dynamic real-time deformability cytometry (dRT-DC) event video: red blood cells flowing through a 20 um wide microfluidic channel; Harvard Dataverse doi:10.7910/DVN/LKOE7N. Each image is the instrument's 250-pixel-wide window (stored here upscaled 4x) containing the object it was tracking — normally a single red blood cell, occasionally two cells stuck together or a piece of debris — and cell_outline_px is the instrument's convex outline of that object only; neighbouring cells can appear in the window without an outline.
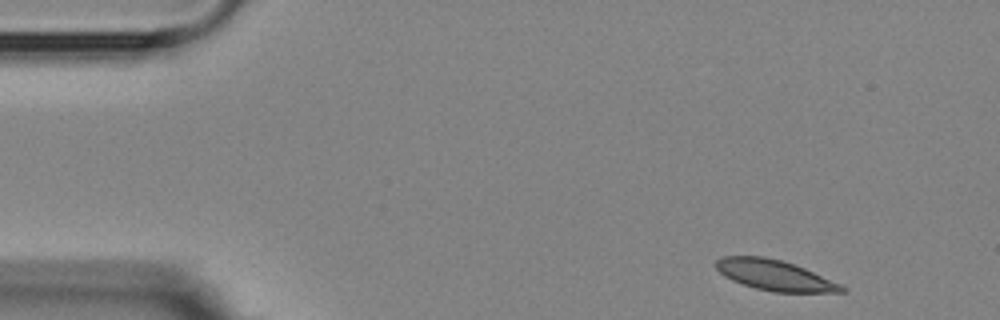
{"species": "Egyptian fruit bat (a non-hibernating species)", "species_latin": "Rousettus aegyptiacus", "temperature_condition": "room temperature", "stored_images_in_passage": 3, "camera_frame_rate_fps": 3000, "um_per_image_px": 0.085, "animal": {"sex": "female"}, "frame": {"image": 1, "passage_image": 1, "time_ms": 0.0, "image_size_px": [1000, 320], "cell_outline_px": [[848, 292], [772, 292], [756, 288], [732, 280], [724, 276], [716, 268], [716, 260], [724, 256], [764, 256], [780, 260], [804, 268], [840, 284], [848, 288]], "centroid_in_image_um": [65.85, 23.4], "position_along_channel_um": 19.1, "area_um2": 22.08}}